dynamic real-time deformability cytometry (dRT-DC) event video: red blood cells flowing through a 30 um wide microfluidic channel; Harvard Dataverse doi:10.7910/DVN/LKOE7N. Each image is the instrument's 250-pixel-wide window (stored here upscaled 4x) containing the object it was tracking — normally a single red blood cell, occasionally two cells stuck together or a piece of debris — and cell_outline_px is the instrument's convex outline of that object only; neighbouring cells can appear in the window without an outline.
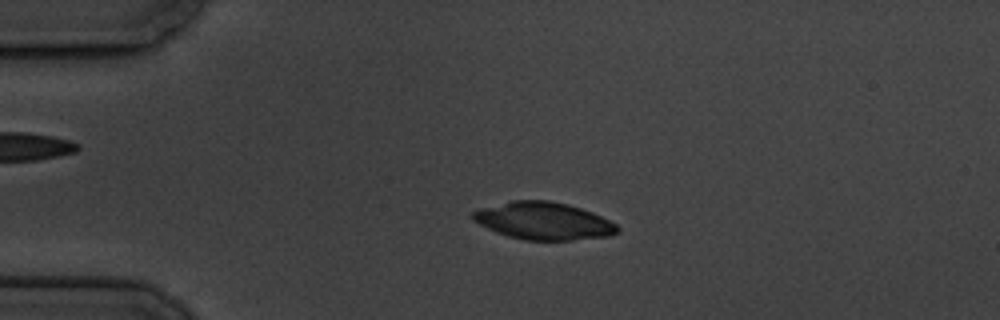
{"species": "common noctule bat (a hibernating species)", "species_latin": "Nyctalus noctula", "temperature_condition": "cold", "stored_images_in_passage": 4, "camera_frame_rate_fps": 3000, "um_per_image_px": 0.085, "animal": {"sex": "male", "body_mass_g": 19.5, "forearm_length_mm": 54.6}, "frame": {"image": 1, "passage_image": 3, "time_ms": 2.333, "image_size_px": [1000, 320], "cell_outline_px": [[620, 232], [608, 236], [572, 240], [524, 240], [508, 236], [496, 232], [472, 220], [472, 212], [484, 208], [512, 200], [548, 200], [568, 204], [592, 212], [616, 224], [620, 228]], "centroid_in_image_um": [46.23, 18.78], "position_along_channel_um": 38.8, "area_um2": 31.33}}